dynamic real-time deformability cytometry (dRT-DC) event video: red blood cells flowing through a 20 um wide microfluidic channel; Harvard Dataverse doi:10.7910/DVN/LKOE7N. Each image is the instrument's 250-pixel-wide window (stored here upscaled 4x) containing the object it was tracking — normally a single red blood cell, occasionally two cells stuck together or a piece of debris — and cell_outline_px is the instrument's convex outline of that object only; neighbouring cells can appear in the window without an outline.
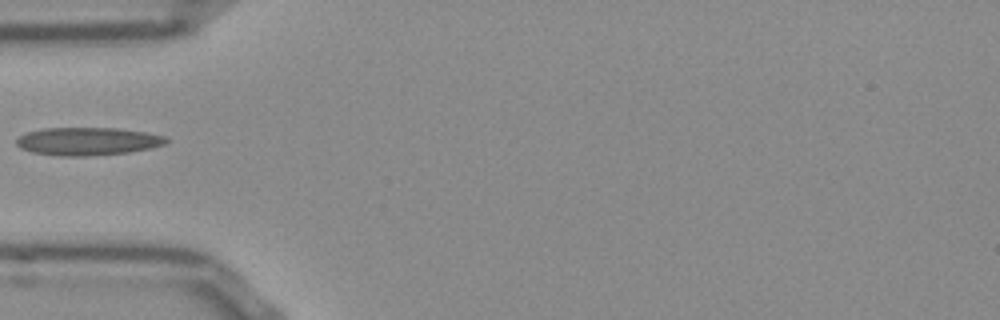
{"species": "Egyptian fruit bat (a non-hibernating species)", "species_latin": "Rousettus aegyptiacus", "temperature_condition": "room temperature", "stored_images_in_passage": 36, "camera_frame_rate_fps": 3000, "um_per_image_px": 0.085, "frame": {"image": 1, "passage_image": 1, "time_ms": 0.0, "image_size_px": [1000, 320], "cell_outline_px": [[168, 140], [164, 144], [148, 148], [128, 152], [84, 156], [60, 156], [32, 152], [20, 148], [16, 144], [16, 140], [20, 136], [28, 132], [44, 128], [116, 128], [144, 132], [164, 136]], "centroid_in_image_um": [7.41, 12.01], "position_along_channel_um": 77.6, "area_um2": 24.04}}
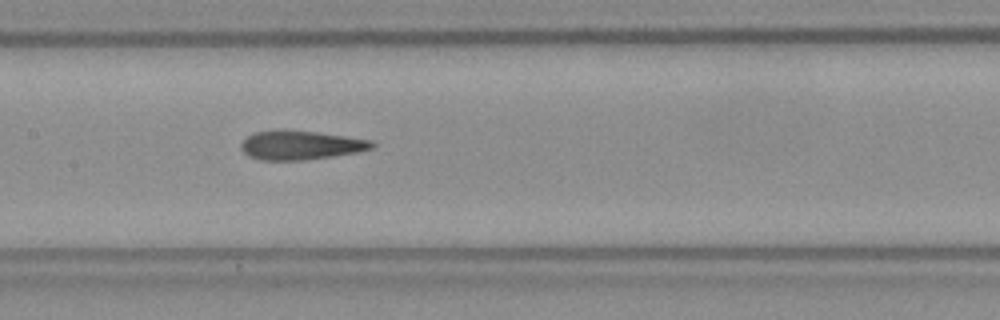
{"frame": {"image": 2, "passage_image": 9, "time_ms": 2.667, "image_size_px": [1000, 320], "cell_outline_px": [[376, 144], [372, 148], [356, 152], [332, 156], [304, 160], [260, 160], [248, 156], [240, 148], [240, 144], [252, 132], [280, 128], [284, 128], [316, 132], [372, 140]], "centroid_in_image_um": [25.5, 12.31], "position_along_channel_um": 181.9, "area_um2": 22.43}}
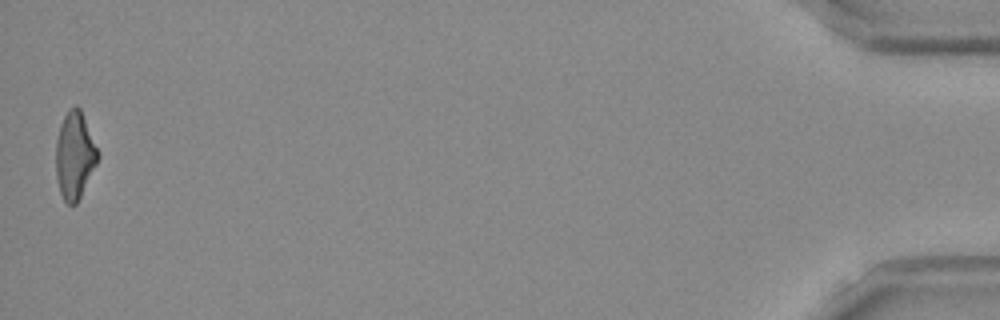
{"frame": {"image": 3, "passage_image": 36, "time_ms": 11.667, "image_size_px": [1000, 320], "cell_outline_px": [[100, 156], [76, 204], [68, 204], [64, 200], [60, 192], [56, 176], [56, 140], [60, 124], [68, 108], [76, 104], [80, 108]], "centroid_in_image_um": [6.33, 13.18], "position_along_channel_um": 428.9, "area_um2": 21.04}}